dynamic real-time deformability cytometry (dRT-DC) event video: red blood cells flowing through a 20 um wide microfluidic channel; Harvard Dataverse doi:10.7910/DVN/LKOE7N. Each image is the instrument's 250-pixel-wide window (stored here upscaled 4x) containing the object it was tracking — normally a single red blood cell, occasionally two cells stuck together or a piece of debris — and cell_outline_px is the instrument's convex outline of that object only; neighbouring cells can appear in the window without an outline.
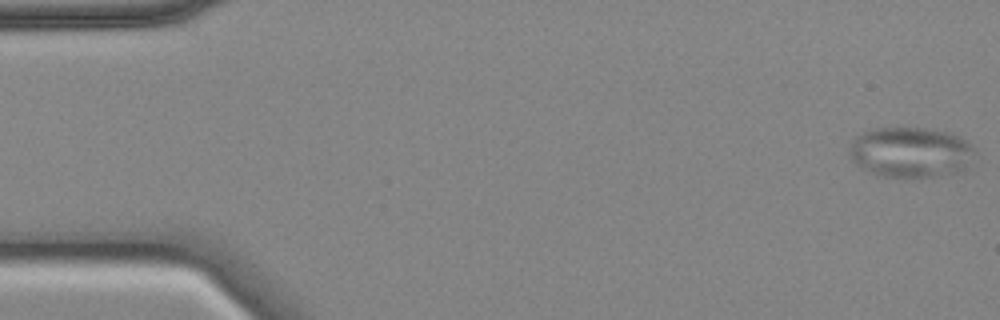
{"species": "common noctule bat (a hibernating species)", "species_latin": "Nyctalus noctula", "temperature_condition": "cold", "stored_images_in_passage": 56, "camera_frame_rate_fps": 3000, "um_per_image_px": 0.085, "animal": {"sex": "female", "body_mass_g": 18.4}, "frame": {"image": 1, "passage_image": 1, "time_ms": 0.0, "image_size_px": [1000, 320], "cell_outline_px": [[976, 152], [964, 172], [940, 176], [900, 180], [876, 176], [860, 168], [852, 160], [848, 152], [852, 140], [856, 136], [872, 128], [924, 128], [944, 132], [960, 136], [968, 140]], "centroid_in_image_um": [77.4, 13.0], "position_along_channel_um": 7.6, "area_um2": 38.15}}
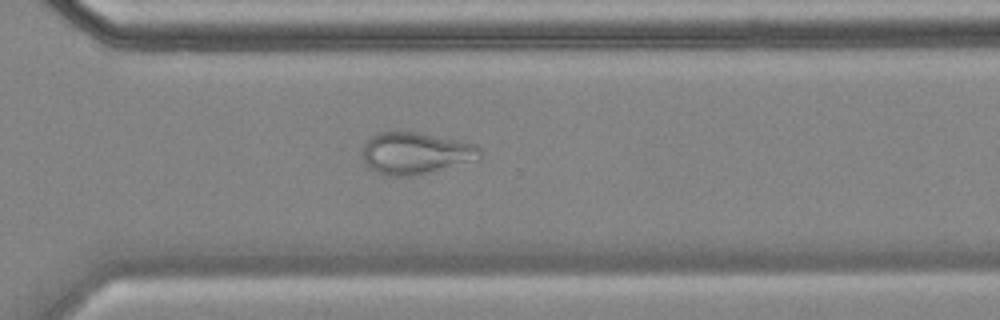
{"frame": {"image": 2, "passage_image": 40, "time_ms": 13.0, "image_size_px": [1000, 320], "cell_outline_px": [[484, 156], [480, 160], [428, 172], [408, 176], [388, 176], [376, 172], [368, 168], [364, 160], [364, 144], [372, 136], [380, 132], [416, 132], [476, 144], [484, 152]], "centroid_in_image_um": [35.39, 13.03], "position_along_channel_um": 335.2, "area_um2": 28.61}}
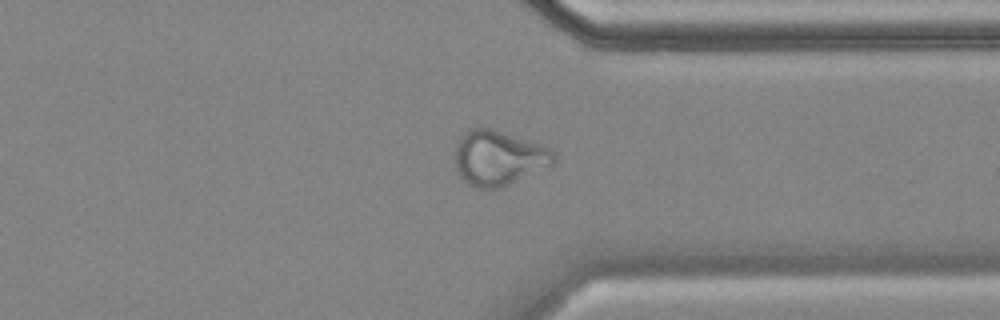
{"frame": {"image": 3, "passage_image": 43, "time_ms": 14.0, "image_size_px": [1000, 320], "cell_outline_px": [[556, 160], [552, 164], [500, 188], [476, 188], [468, 184], [460, 176], [456, 168], [456, 148], [460, 136], [468, 128], [492, 128], [552, 148], [556, 152]], "centroid_in_image_um": [42.38, 13.41], "position_along_channel_um": 369.0, "area_um2": 31.44}}